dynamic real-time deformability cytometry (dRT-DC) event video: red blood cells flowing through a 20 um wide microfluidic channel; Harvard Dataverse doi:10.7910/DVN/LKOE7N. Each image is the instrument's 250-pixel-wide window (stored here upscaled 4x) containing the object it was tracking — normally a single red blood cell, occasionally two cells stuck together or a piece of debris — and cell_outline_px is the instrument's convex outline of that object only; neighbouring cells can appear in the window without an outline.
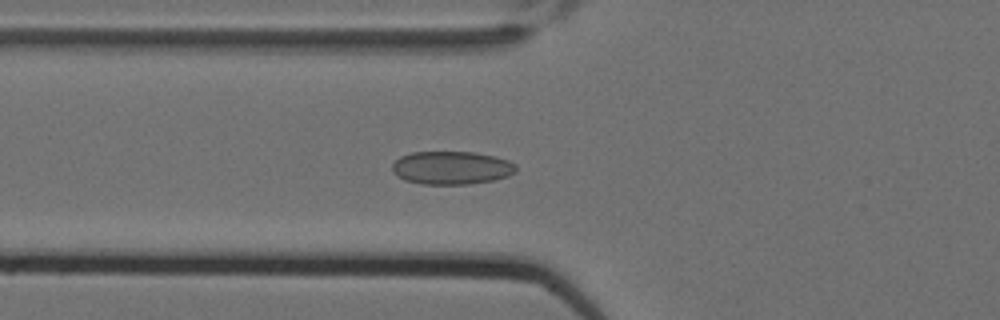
{"species": "Egyptian fruit bat (a non-hibernating species)", "species_latin": "Rousettus aegyptiacus", "temperature_condition": "cold", "stored_images_in_passage": 7, "camera_frame_rate_fps": 3000, "um_per_image_px": 0.085, "animal": {"sex": "female"}, "frame": {"image": 1, "passage_image": 7, "time_ms": 2.0, "image_size_px": [1000, 320], "cell_outline_px": [[516, 172], [508, 176], [496, 180], [468, 184], [420, 184], [404, 180], [396, 176], [392, 172], [392, 164], [400, 156], [412, 152], [476, 152], [496, 156], [508, 160], [516, 164]], "centroid_in_image_um": [38.38, 14.26], "position_along_channel_um": 87.4, "area_um2": 24.28}}